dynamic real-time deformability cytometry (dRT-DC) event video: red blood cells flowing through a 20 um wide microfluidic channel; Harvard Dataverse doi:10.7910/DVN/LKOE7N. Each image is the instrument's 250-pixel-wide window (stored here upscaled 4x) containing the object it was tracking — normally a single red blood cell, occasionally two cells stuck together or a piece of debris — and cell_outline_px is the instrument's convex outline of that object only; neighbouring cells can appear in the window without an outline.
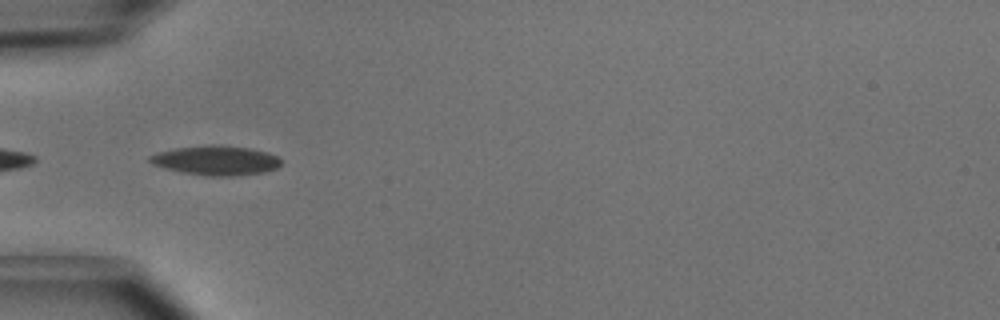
{"species": "common noctule bat (a hibernating species)", "species_latin": "Nyctalus noctula", "temperature_condition": "cold", "stored_images_in_passage": 5, "camera_frame_rate_fps": 3000, "um_per_image_px": 0.085, "animal": {"sex": "male", "body_mass_g": 15.6}, "frame": {"image": 1, "passage_image": 3, "time_ms": 0.667, "image_size_px": [1000, 320], "cell_outline_px": [[284, 160], [276, 168], [264, 172], [232, 176], [208, 176], [184, 172], [164, 168], [152, 164], [148, 160], [148, 156], [156, 152], [176, 148], [208, 144], [220, 144], [252, 148], [268, 152]], "centroid_in_image_um": [18.36, 13.61], "position_along_channel_um": 66.6, "area_um2": 22.83}}